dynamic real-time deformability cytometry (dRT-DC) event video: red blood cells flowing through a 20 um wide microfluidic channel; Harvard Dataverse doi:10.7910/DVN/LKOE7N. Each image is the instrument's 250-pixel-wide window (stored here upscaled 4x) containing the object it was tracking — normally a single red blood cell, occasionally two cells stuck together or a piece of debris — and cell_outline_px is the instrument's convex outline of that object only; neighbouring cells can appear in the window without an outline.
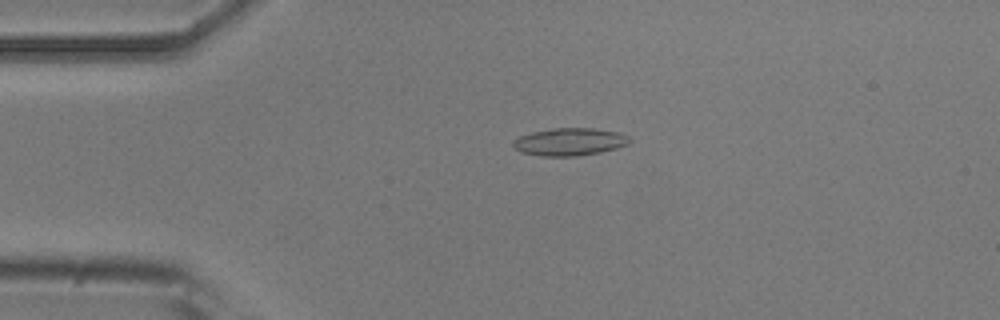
{"species": "common noctule bat (a hibernating species)", "species_latin": "Nyctalus noctula", "temperature_condition": "room temperature", "stored_images_in_passage": 53, "camera_frame_rate_fps": 3000, "um_per_image_px": 0.085, "animal": {"sex": "male", "body_mass_g": 20.5, "forearm_length_mm": 52.5}, "frame": {"image": 1, "passage_image": 11, "time_ms": 3.333, "image_size_px": [1000, 320], "cell_outline_px": [[628, 144], [616, 148], [600, 152], [576, 156], [540, 156], [520, 152], [512, 144], [520, 136], [532, 132], [556, 128], [592, 128], [616, 132], [628, 136]], "centroid_in_image_um": [48.4, 12.06], "position_along_channel_um": 36.6, "area_um2": 18.38}}
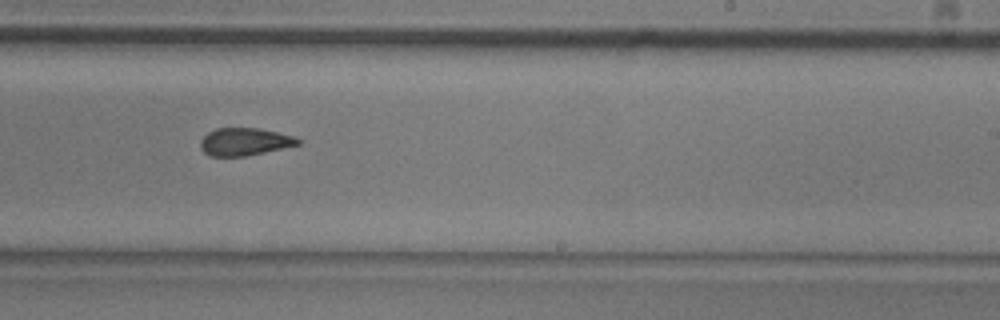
{"frame": {"image": 2, "passage_image": 32, "time_ms": 10.333, "image_size_px": [1000, 320], "cell_outline_px": [[300, 144], [264, 152], [244, 156], [212, 156], [204, 152], [200, 148], [200, 140], [208, 132], [216, 128], [260, 128], [296, 136], [300, 140]], "centroid_in_image_um": [20.79, 12.03], "position_along_channel_um": 268.2, "area_um2": 15.66}}
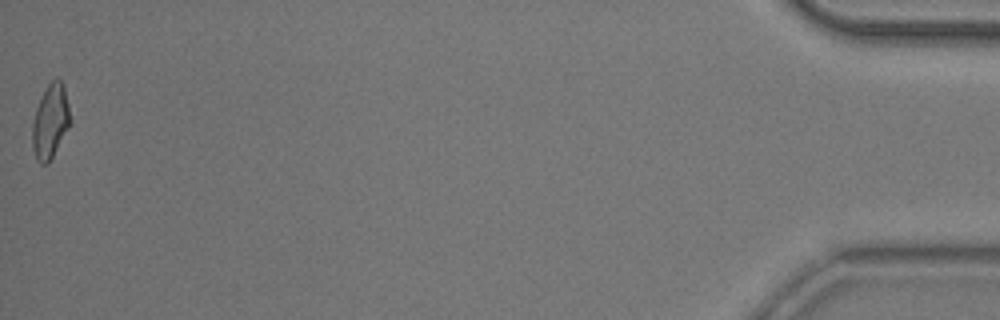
{"frame": {"image": 3, "passage_image": 53, "time_ms": 17.333, "image_size_px": [1000, 320], "cell_outline_px": [[68, 128], [48, 164], [40, 164], [36, 160], [32, 148], [32, 124], [36, 108], [48, 84], [52, 80], [60, 80], [64, 84], [68, 104]], "centroid_in_image_um": [4.24, 10.36], "position_along_channel_um": 431.0, "area_um2": 15.95}, "authors_computed_cell_mechanics": {"area_um2": 16.8776, "velocity_mm_per_s": 3.7459, "shape_relaxation_time_tau1_ms": 8.5991, "shape_relaxation_time_tau2_ms": 2.1039, "deformation_change_tau1": 0.1977, "deformation_change_tau2": 0.0922}}